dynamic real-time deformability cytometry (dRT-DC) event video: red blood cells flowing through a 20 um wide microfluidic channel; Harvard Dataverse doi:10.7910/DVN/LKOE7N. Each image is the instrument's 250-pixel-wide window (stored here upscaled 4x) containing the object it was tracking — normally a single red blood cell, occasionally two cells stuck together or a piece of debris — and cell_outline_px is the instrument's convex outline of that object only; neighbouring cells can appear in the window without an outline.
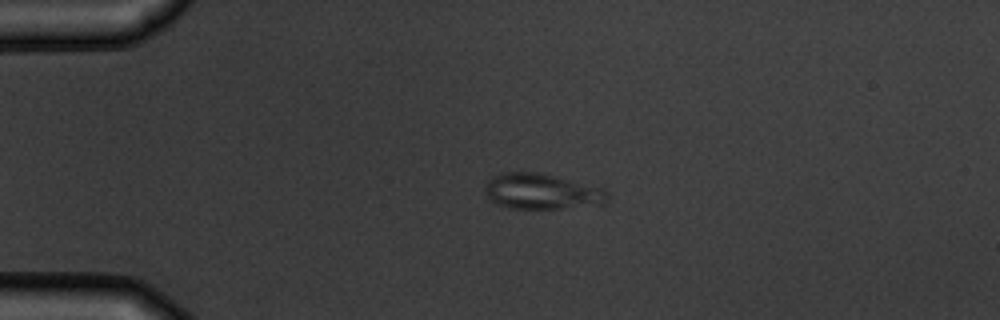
{"species": "common noctule bat (a hibernating species)", "species_latin": "Nyctalus noctula", "temperature_condition": "warm", "stored_images_in_passage": 3, "camera_frame_rate_fps": 3000, "um_per_image_px": 0.085, "animal": {"sex": "male", "body_mass_g": 19.5, "forearm_length_mm": 54.6}, "frame": {"image": 1, "passage_image": 2, "time_ms": 2.0, "image_size_px": [1000, 320], "cell_outline_px": [[608, 200], [604, 204], [560, 208], [512, 208], [496, 204], [488, 200], [484, 188], [488, 180], [492, 176], [504, 172], [540, 172], [604, 188], [608, 196]], "centroid_in_image_um": [46.02, 16.27], "position_along_channel_um": 39.0, "area_um2": 25.49}}